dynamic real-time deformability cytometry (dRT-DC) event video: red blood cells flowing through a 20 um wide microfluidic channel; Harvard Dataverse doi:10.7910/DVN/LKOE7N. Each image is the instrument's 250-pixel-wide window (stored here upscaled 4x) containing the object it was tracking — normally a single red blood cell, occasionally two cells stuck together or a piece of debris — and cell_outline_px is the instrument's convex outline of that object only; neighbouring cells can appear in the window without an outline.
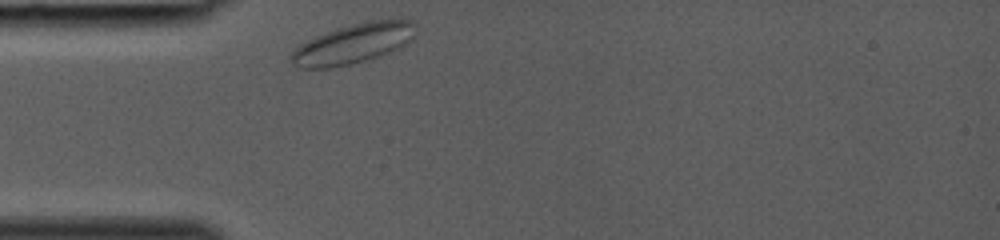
{"species": "common noctule bat (a hibernating species)", "species_latin": "Nyctalus noctula", "temperature_condition": "room temperature", "stored_images_in_passage": 25, "camera_frame_rate_fps": 3000, "um_per_image_px": 0.085, "animal": {"sex": "female", "body_mass_g": 19.0, "forearm_length_mm": 53.3}, "frame": {"image": 1, "passage_image": 1, "time_ms": 0.0, "image_size_px": [1000, 240], "cell_outline_px": [[416, 24], [412, 36], [404, 44], [388, 52], [364, 60], [332, 68], [300, 68], [288, 60], [288, 56], [300, 44], [316, 36], [352, 24], [372, 20], [412, 20]], "centroid_in_image_um": [29.95, 3.72], "position_along_channel_um": 55.0, "area_um2": 28.15}}
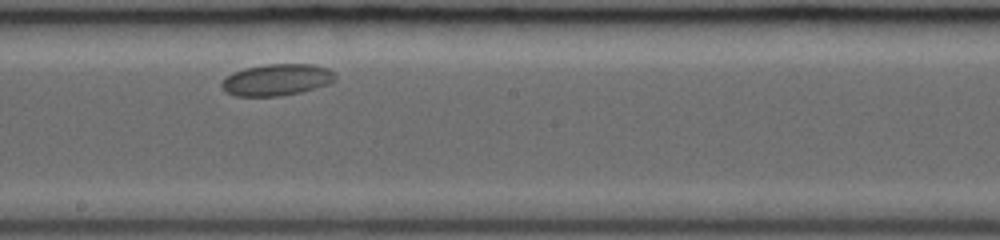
{"frame": {"image": 2, "passage_image": 13, "time_ms": 4.0, "image_size_px": [1000, 240], "cell_outline_px": [[336, 80], [328, 84], [300, 92], [280, 96], [236, 96], [224, 92], [220, 88], [220, 84], [232, 72], [244, 68], [264, 64], [312, 64], [328, 68], [336, 76]], "centroid_in_image_um": [23.49, 6.78], "position_along_channel_um": 224.7, "area_um2": 21.04}}
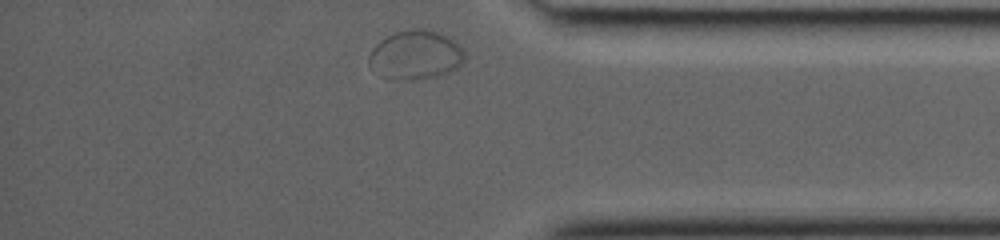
{"frame": {"image": 3, "passage_image": 25, "time_ms": 8.0, "image_size_px": [1000, 240], "cell_outline_px": [[464, 64], [452, 72], [436, 76], [412, 80], [388, 80], [380, 76], [368, 64], [368, 56], [372, 48], [380, 40], [396, 32], [416, 28], [420, 28], [452, 36], [464, 48]], "centroid_in_image_um": [35.35, 4.69], "position_along_channel_um": 399.8, "area_um2": 28.03}}